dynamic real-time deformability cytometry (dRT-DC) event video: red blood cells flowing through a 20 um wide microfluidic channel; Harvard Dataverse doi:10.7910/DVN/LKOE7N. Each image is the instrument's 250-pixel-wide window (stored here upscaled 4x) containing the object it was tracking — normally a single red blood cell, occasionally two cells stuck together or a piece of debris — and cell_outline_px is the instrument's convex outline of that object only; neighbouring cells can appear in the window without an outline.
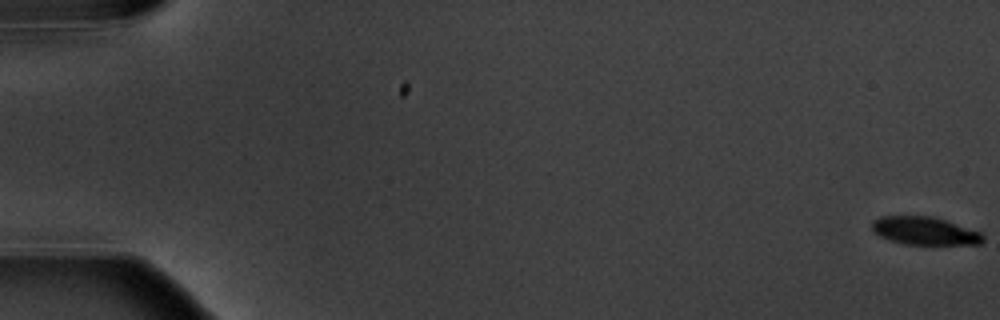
{"species": "common noctule bat (a hibernating species)", "species_latin": "Nyctalus noctula", "temperature_condition": "warm", "stored_images_in_passage": 6, "camera_frame_rate_fps": 3000, "um_per_image_px": 0.085, "animal": {"sex": "male", "body_mass_g": 20.1, "forearm_length_mm": 53.5}, "frame": {"image": 1, "passage_image": 1, "time_ms": 0.0, "image_size_px": [1000, 320], "cell_outline_px": [[984, 240], [980, 244], [904, 244], [880, 236], [872, 228], [872, 224], [880, 216], [932, 216], [980, 232], [984, 236]], "centroid_in_image_um": [78.62, 19.62], "position_along_channel_um": 6.4, "area_um2": 17.69}}
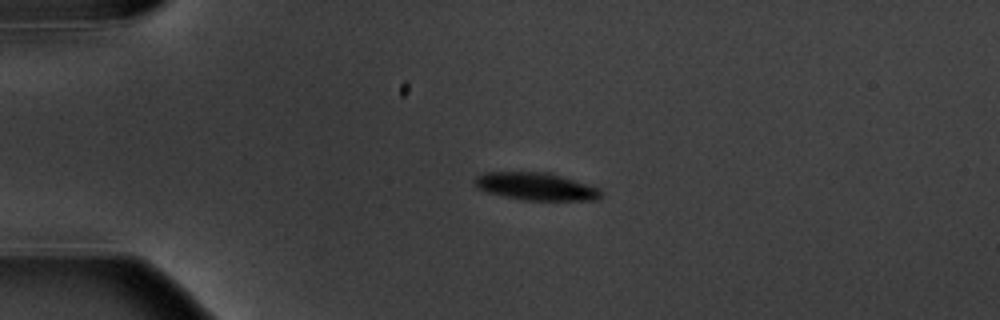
{"frame": {"image": 2, "passage_image": 5, "time_ms": 4.667, "image_size_px": [1000, 320], "cell_outline_px": [[604, 192], [600, 200], [524, 200], [504, 196], [488, 192], [476, 188], [476, 176], [484, 172], [544, 172], [560, 176], [588, 184], [600, 188]], "centroid_in_image_um": [45.6, 15.86], "position_along_channel_um": 39.4, "area_um2": 20.23}}